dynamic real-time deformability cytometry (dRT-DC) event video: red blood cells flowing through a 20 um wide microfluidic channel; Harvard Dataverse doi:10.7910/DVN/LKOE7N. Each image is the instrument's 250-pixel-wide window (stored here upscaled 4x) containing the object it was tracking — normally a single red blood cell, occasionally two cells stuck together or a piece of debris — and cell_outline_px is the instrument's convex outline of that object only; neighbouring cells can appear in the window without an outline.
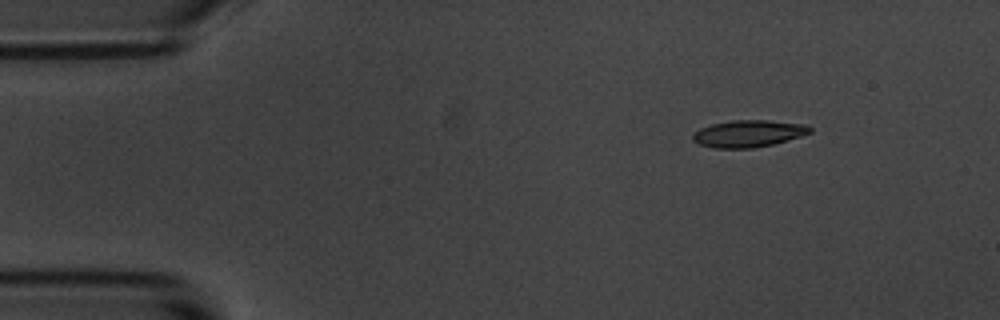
{"species": "common noctule bat (a hibernating species)", "species_latin": "Nyctalus noctula", "temperature_condition": "room temperature", "stored_images_in_passage": 5, "camera_frame_rate_fps": 3000, "um_per_image_px": 0.085, "animal": {"sex": "male", "body_mass_g": 20.1, "forearm_length_mm": 53.5}, "frame": {"image": 1, "passage_image": 2, "time_ms": 1.0, "image_size_px": [1000, 320], "cell_outline_px": [[812, 132], [800, 136], [772, 144], [752, 148], [716, 148], [700, 144], [692, 140], [692, 136], [700, 128], [712, 124], [732, 120], [768, 120], [808, 124], [812, 128]], "centroid_in_image_um": [63.64, 11.34], "position_along_channel_um": 21.4, "area_um2": 18.32}}
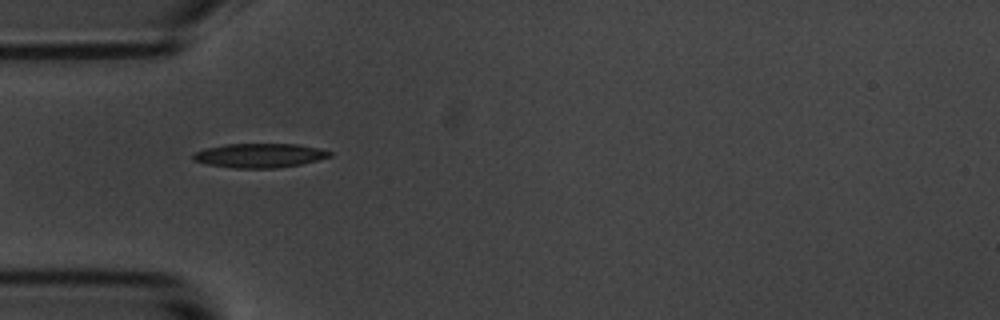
{"frame": {"image": 2, "passage_image": 4, "time_ms": 4.333, "image_size_px": [1000, 320], "cell_outline_px": [[332, 156], [300, 164], [276, 168], [232, 168], [208, 164], [192, 160], [192, 152], [204, 148], [224, 144], [296, 144], [320, 148], [332, 152]], "centroid_in_image_um": [22.01, 13.21], "position_along_channel_um": 63.0, "area_um2": 19.36}}